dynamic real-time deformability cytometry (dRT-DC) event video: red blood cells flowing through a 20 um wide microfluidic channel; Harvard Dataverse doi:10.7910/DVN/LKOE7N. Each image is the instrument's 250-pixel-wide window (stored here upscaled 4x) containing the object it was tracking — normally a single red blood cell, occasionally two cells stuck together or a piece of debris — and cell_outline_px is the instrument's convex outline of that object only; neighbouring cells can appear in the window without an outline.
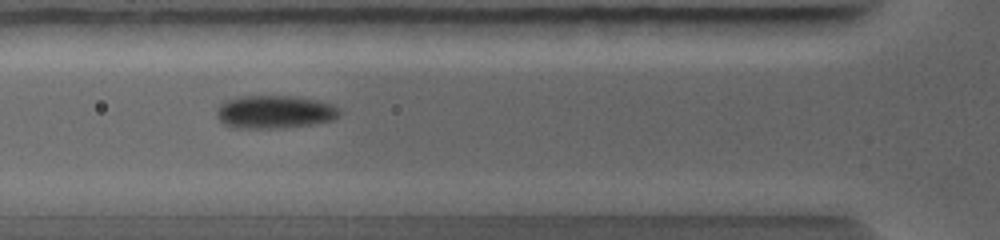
{"species": "common noctule bat (a hibernating species)", "species_latin": "Nyctalus noctula", "temperature_condition": "warm", "stored_images_in_passage": 10, "camera_frame_rate_fps": 5000, "um_per_image_px": 0.085, "animal": {"sex": "female", "body_mass_g": 19.0, "forearm_length_mm": 56.7}, "frame": {"image": 1, "passage_image": 5, "time_ms": 2.0, "image_size_px": [1000, 240], "cell_outline_px": [[340, 112], [332, 120], [312, 124], [272, 128], [236, 128], [224, 124], [220, 120], [216, 112], [216, 108], [224, 100], [244, 96], [300, 96], [332, 104], [340, 108]], "centroid_in_image_um": [23.32, 9.5], "position_along_channel_um": 102.5, "area_um2": 23.58}}
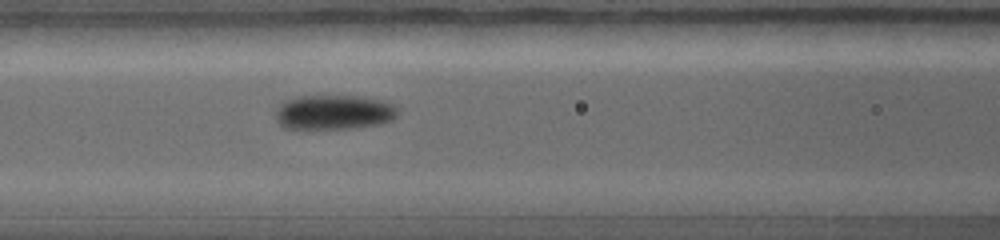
{"frame": {"image": 2, "passage_image": 6, "time_ms": 2.6, "image_size_px": [1000, 240], "cell_outline_px": [[400, 112], [392, 120], [380, 124], [352, 128], [284, 128], [276, 120], [276, 108], [284, 100], [296, 96], [360, 96], [384, 100], [392, 104]], "centroid_in_image_um": [28.38, 9.53], "position_along_channel_um": 138.2, "area_um2": 24.8}}
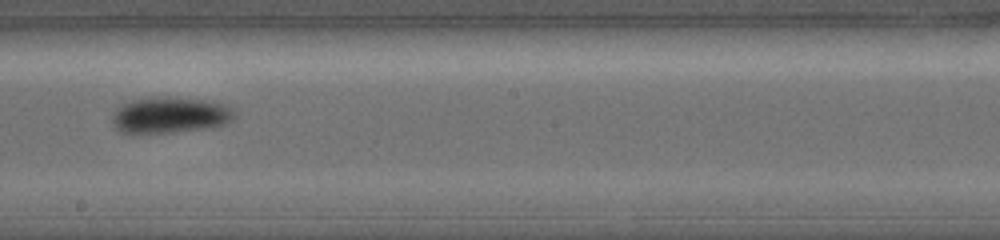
{"frame": {"image": 3, "passage_image": 9, "time_ms": 4.2, "image_size_px": [1000, 240], "cell_outline_px": [[236, 116], [232, 120], [224, 124], [204, 128], [168, 132], [120, 132], [116, 128], [112, 120], [112, 116], [116, 108], [124, 104], [136, 100], [156, 96], [168, 96], [212, 100], [228, 104], [236, 112]], "centroid_in_image_um": [14.53, 9.74], "position_along_channel_um": 233.7, "area_um2": 25.72}}